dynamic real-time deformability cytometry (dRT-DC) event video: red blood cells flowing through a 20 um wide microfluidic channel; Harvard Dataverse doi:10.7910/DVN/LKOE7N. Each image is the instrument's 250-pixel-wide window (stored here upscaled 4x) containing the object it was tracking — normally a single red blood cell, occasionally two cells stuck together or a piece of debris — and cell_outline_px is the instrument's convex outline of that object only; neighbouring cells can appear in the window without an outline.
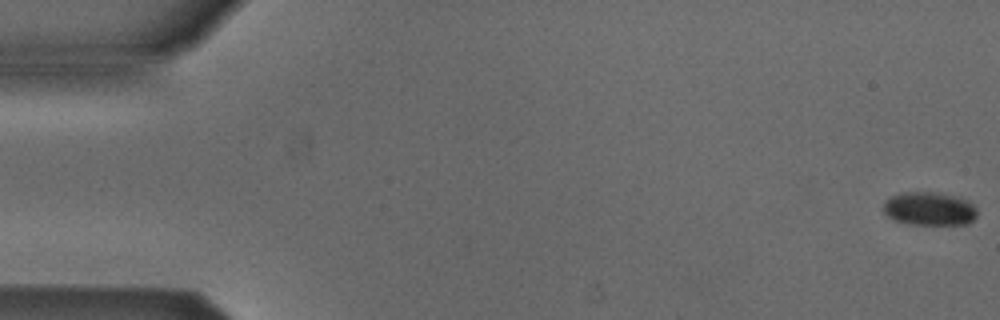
{"species": "Egyptian fruit bat (a non-hibernating species)", "species_latin": "Rousettus aegyptiacus", "temperature_condition": "cold", "stored_images_in_passage": 12, "camera_frame_rate_fps": 3000, "um_per_image_px": 0.085, "animal": {"sex": "male"}, "frame": {"image": 1, "passage_image": 1, "time_ms": 0.0, "image_size_px": [1000, 320], "cell_outline_px": [[976, 216], [968, 224], [912, 224], [896, 220], [888, 216], [884, 212], [884, 200], [900, 192], [932, 192], [960, 196], [968, 200], [976, 208]], "centroid_in_image_um": [79.01, 17.72], "position_along_channel_um": 6.0, "area_um2": 18.26}}